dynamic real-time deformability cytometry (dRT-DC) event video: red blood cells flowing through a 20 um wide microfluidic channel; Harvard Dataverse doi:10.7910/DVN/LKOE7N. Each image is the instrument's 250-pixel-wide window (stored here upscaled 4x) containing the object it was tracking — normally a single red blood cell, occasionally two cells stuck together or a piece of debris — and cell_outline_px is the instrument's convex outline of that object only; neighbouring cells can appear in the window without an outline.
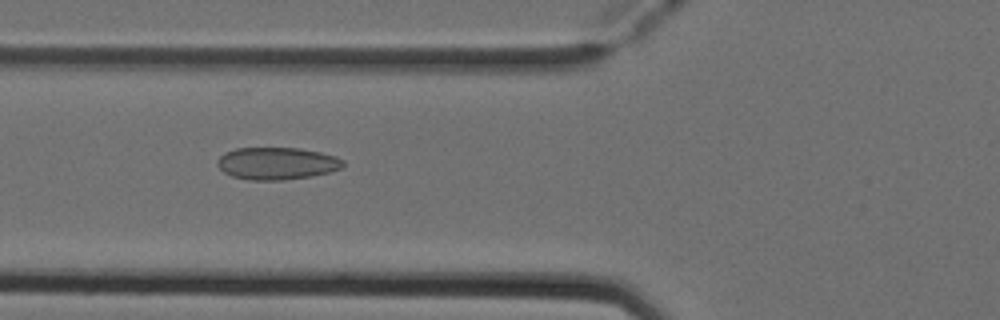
{"species": "Egyptian fruit bat (a non-hibernating species)", "species_latin": "Rousettus aegyptiacus", "temperature_condition": "cold", "stored_images_in_passage": 6, "camera_frame_rate_fps": 3000, "um_per_image_px": 0.085, "animal": {"sex": "female"}, "frame": {"image": 1, "passage_image": 4, "time_ms": 1.0, "image_size_px": [1000, 320], "cell_outline_px": [[344, 164], [340, 168], [328, 172], [308, 176], [284, 180], [248, 180], [232, 176], [224, 172], [216, 164], [216, 160], [224, 152], [236, 148], [300, 148], [320, 152], [336, 156], [344, 160]], "centroid_in_image_um": [23.5, 13.88], "position_along_channel_um": 102.3, "area_um2": 23.64}}
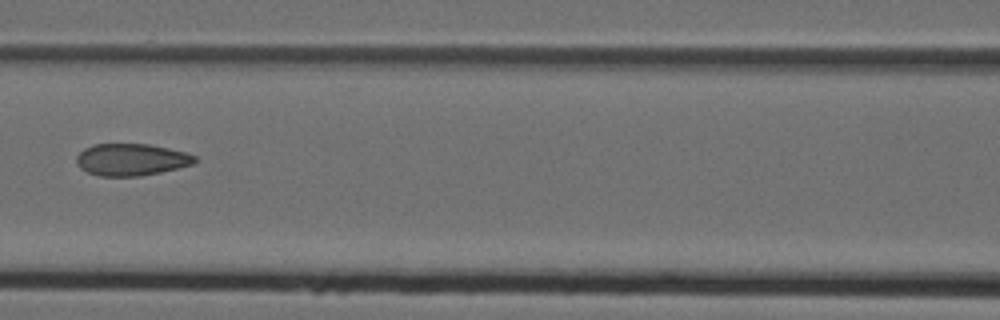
{"frame": {"image": 2, "passage_image": 5, "time_ms": 1.333, "image_size_px": [1000, 320], "cell_outline_px": [[196, 160], [192, 164], [160, 172], [140, 176], [100, 176], [88, 172], [80, 168], [76, 164], [76, 156], [84, 148], [92, 144], [148, 144], [168, 148], [184, 152], [196, 156]], "centroid_in_image_um": [11.11, 13.56], "position_along_channel_um": 155.5, "area_um2": 21.96}}
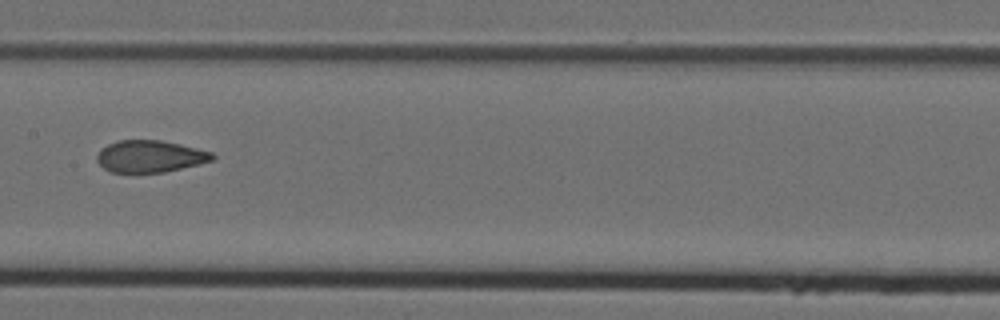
{"frame": {"image": 3, "passage_image": 6, "time_ms": 1.667, "image_size_px": [1000, 320], "cell_outline_px": [[216, 156], [212, 160], [200, 164], [164, 172], [112, 172], [104, 168], [96, 160], [96, 156], [100, 148], [116, 140], [160, 140], [180, 144], [212, 152]], "centroid_in_image_um": [12.74, 13.28], "position_along_channel_um": 194.7, "area_um2": 21.5}}